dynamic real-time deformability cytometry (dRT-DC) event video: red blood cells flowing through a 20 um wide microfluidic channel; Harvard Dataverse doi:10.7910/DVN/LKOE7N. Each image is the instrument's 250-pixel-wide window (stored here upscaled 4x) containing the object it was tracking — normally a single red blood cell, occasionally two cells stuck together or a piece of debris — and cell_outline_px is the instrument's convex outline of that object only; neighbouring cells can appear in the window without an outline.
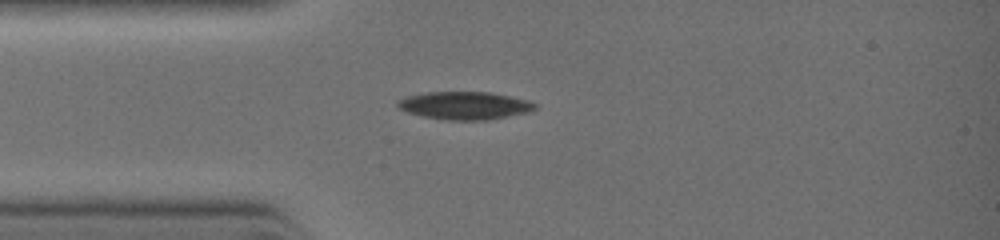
{"species": "common noctule bat (a hibernating species)", "species_latin": "Nyctalus noctula", "temperature_condition": "warm", "stored_images_in_passage": 5, "camera_frame_rate_fps": 3000, "um_per_image_px": 0.085, "animal": {"sex": "female", "body_mass_g": 19.0, "forearm_length_mm": 51.5}, "frame": {"image": 1, "passage_image": 1, "time_ms": 0.0, "image_size_px": [1000, 240], "cell_outline_px": [[536, 108], [528, 112], [488, 120], [448, 120], [424, 116], [408, 112], [396, 108], [396, 104], [400, 100], [408, 96], [428, 92], [492, 92], [528, 100], [536, 104]], "centroid_in_image_um": [39.51, 8.97], "position_along_channel_um": 45.5, "area_um2": 22.14}}
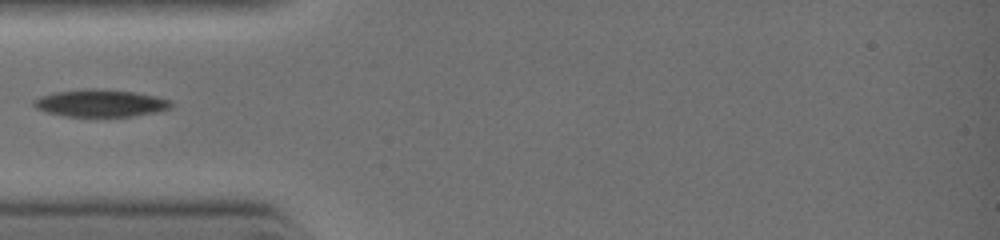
{"frame": {"image": 2, "passage_image": 4, "time_ms": 0.667, "image_size_px": [1000, 240], "cell_outline_px": [[176, 104], [172, 108], [156, 112], [132, 116], [64, 116], [48, 112], [36, 108], [32, 104], [36, 100], [44, 96], [56, 92], [132, 92], [156, 96], [172, 100]], "centroid_in_image_um": [8.68, 8.83], "position_along_channel_um": 76.3, "area_um2": 20.46}}